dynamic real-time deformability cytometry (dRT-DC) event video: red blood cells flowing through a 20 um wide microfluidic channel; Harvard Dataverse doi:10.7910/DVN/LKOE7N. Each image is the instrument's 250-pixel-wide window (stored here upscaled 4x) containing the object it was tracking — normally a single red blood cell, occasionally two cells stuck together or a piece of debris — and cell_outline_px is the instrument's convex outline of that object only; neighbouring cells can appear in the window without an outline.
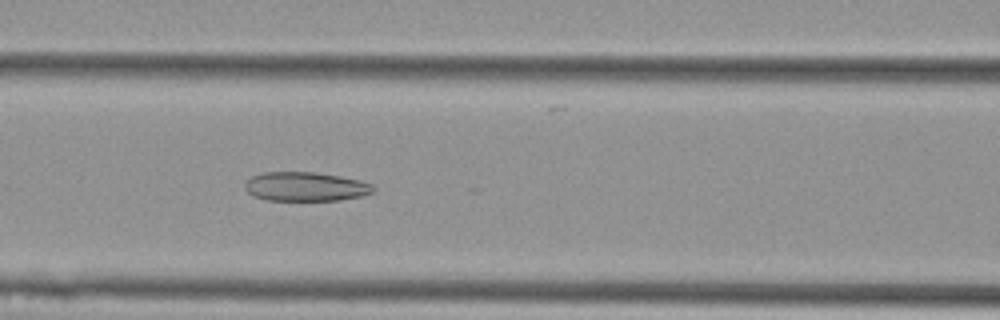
{"species": "Egyptian fruit bat (a non-hibernating species)", "species_latin": "Rousettus aegyptiacus", "temperature_condition": "cold", "stored_images_in_passage": 56, "camera_frame_rate_fps": 3000, "um_per_image_px": 0.085, "animal": {"sex": "female"}, "frame": {"image": 1, "passage_image": 24, "time_ms": 7.667, "image_size_px": [1000, 320], "cell_outline_px": [[376, 188], [372, 192], [360, 196], [340, 200], [264, 200], [252, 196], [244, 188], [244, 184], [252, 176], [264, 172], [316, 172], [340, 176], [360, 180], [372, 184]], "centroid_in_image_um": [25.95, 15.86], "position_along_channel_um": 140.6, "area_um2": 21.85}}
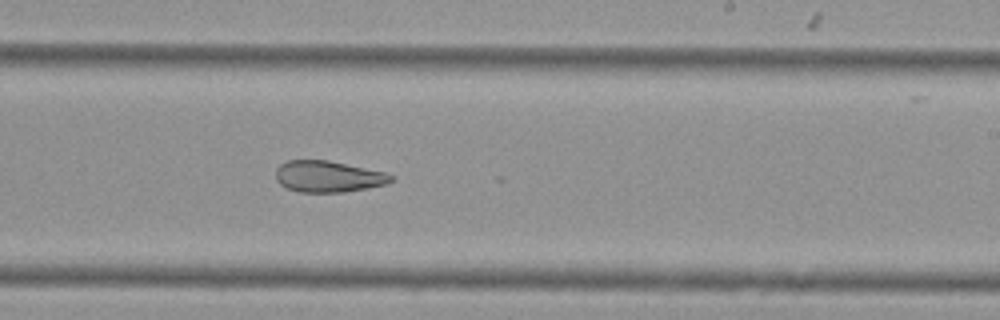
{"frame": {"image": 2, "passage_image": 34, "time_ms": 11.0, "image_size_px": [1000, 320], "cell_outline_px": [[392, 180], [388, 184], [368, 188], [344, 192], [300, 192], [288, 188], [280, 184], [276, 180], [276, 168], [280, 164], [288, 160], [328, 160], [384, 172], [392, 176]], "centroid_in_image_um": [27.87, 15.0], "position_along_channel_um": 261.1, "area_um2": 20.98}}
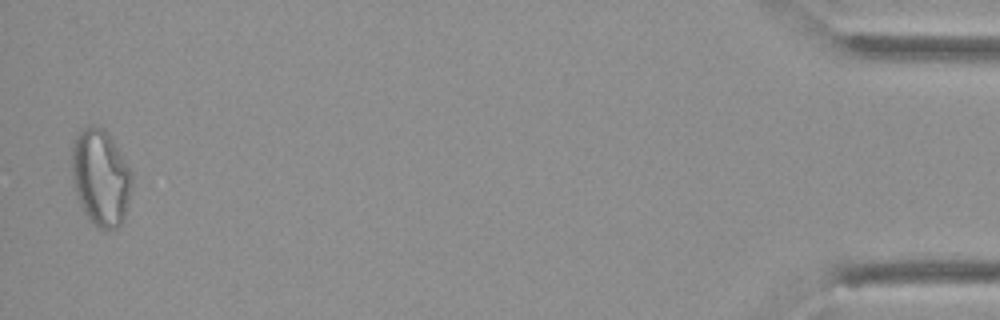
{"frame": {"image": 3, "passage_image": 55, "time_ms": 18.0, "image_size_px": [1000, 320], "cell_outline_px": [[132, 184], [124, 220], [116, 228], [100, 228], [84, 212], [80, 204], [72, 180], [72, 144], [76, 136], [84, 128], [92, 124], [104, 128], [108, 132], [132, 172]], "centroid_in_image_um": [8.56, 15.05], "position_along_channel_um": 426.6, "area_um2": 33.52}, "authors_computed_cell_mechanics": {"area_um2": 27.455, "velocity_mm_per_s": 3.6313, "shape_relaxation_time_tau1_ms": null, "shape_relaxation_time_tau2_ms": 4.7212, "deformation_change_tau1": null, "deformation_change_tau2": 0.1273}}